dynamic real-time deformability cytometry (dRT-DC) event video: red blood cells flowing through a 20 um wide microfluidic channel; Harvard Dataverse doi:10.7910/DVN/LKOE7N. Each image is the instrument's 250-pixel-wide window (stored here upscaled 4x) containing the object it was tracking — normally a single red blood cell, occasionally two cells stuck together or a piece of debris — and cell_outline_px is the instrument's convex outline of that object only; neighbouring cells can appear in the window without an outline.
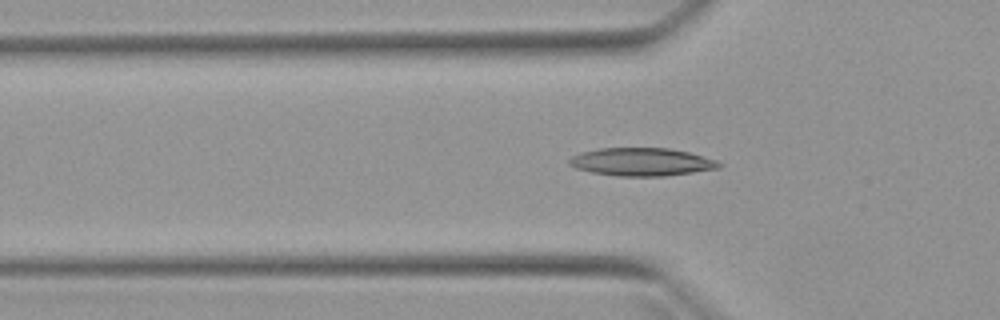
{"species": "Egyptian fruit bat (a non-hibernating species)", "species_latin": "Rousettus aegyptiacus", "temperature_condition": "warm", "stored_images_in_passage": 47, "camera_frame_rate_fps": 3000, "um_per_image_px": 0.085, "animal": {"sex": "female"}, "frame": {"image": 1, "passage_image": 17, "time_ms": 5.333, "image_size_px": [1000, 320], "cell_outline_px": [[724, 164], [720, 168], [664, 176], [616, 176], [592, 172], [576, 168], [568, 164], [568, 160], [572, 156], [580, 152], [596, 148], [668, 148], [688, 152], [716, 160]], "centroid_in_image_um": [54.52, 13.76], "position_along_channel_um": 71.3, "area_um2": 24.45}}
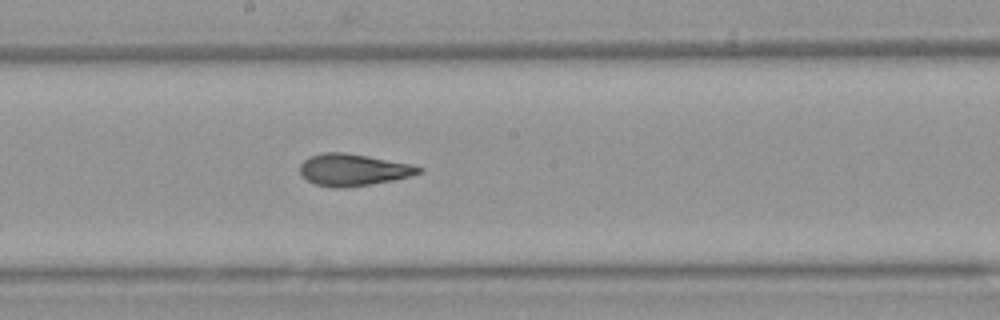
{"frame": {"image": 2, "passage_image": 28, "time_ms": 9.0, "image_size_px": [1000, 320], "cell_outline_px": [[424, 172], [412, 176], [392, 180], [344, 188], [336, 188], [316, 184], [308, 180], [300, 172], [300, 164], [308, 156], [324, 152], [344, 152], [368, 156], [412, 164], [424, 168]], "centroid_in_image_um": [30.05, 14.42], "position_along_channel_um": 218.1, "area_um2": 22.08}}
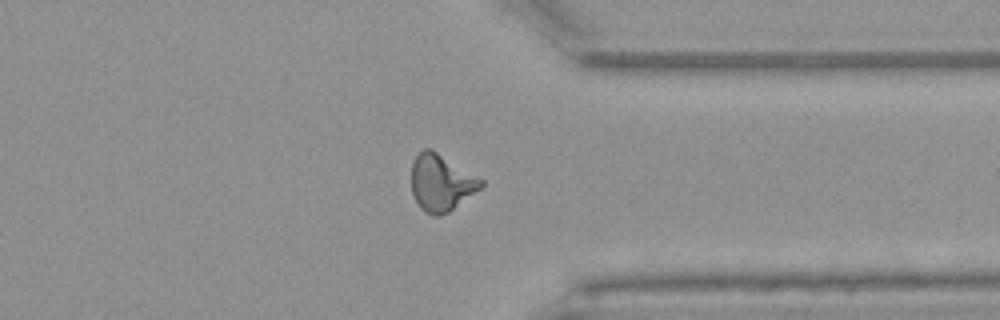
{"frame": {"image": 3, "passage_image": 40, "time_ms": 13.0, "image_size_px": [1000, 320], "cell_outline_px": [[484, 184], [480, 188], [448, 212], [440, 216], [432, 216], [424, 212], [420, 208], [412, 192], [412, 164], [416, 156], [424, 148], [432, 148], [484, 180]], "centroid_in_image_um": [37.49, 15.52], "position_along_channel_um": 373.9, "area_um2": 22.89}, "authors_computed_cell_mechanics": {"area_um2": 22.253, "velocity_mm_per_s": 3.9804, "shape_relaxation_time_tau1_ms": 7.6718, "shape_relaxation_time_tau2_ms": 1.8568, "deformation_change_tau1": 0.2304, "deformation_change_tau2": 0.0856}}